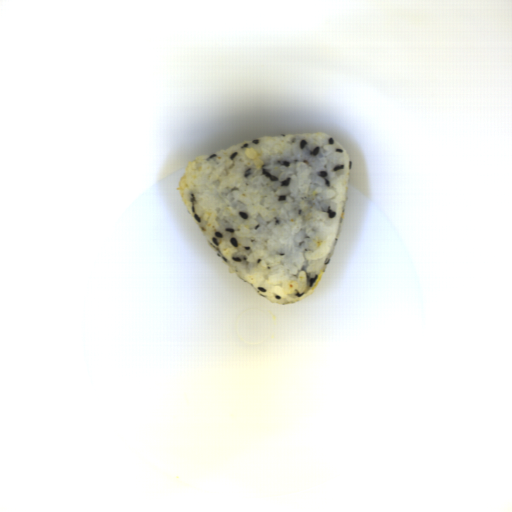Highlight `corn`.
Returning a JSON list of instances; mask_svg holds the SVG:
<instances>
[{
    "instance_id": "1",
    "label": "corn",
    "mask_w": 512,
    "mask_h": 512,
    "mask_svg": "<svg viewBox=\"0 0 512 512\" xmlns=\"http://www.w3.org/2000/svg\"><path fill=\"white\" fill-rule=\"evenodd\" d=\"M324 273V272H323ZM323 273H319L318 277H317V281L315 282V284L313 285L312 289L311 290H315L317 288V286L319 285L322 277H323Z\"/></svg>"
}]
</instances>
